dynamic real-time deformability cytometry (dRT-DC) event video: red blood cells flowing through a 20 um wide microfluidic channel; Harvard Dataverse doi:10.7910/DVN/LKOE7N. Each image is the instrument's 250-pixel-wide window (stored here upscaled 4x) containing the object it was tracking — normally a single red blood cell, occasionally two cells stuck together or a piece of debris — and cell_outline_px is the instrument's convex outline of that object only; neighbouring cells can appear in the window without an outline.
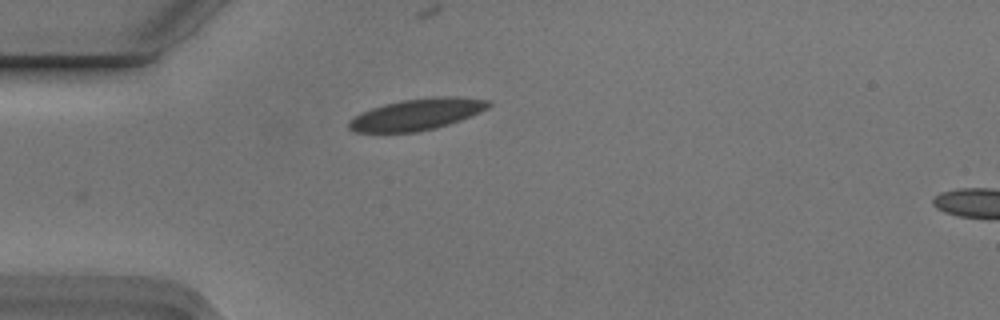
{"species": "Egyptian fruit bat (a non-hibernating species)", "species_latin": "Rousettus aegyptiacus", "temperature_condition": "cold", "stored_images_in_passage": 7, "camera_frame_rate_fps": 3000, "um_per_image_px": 0.085, "animal": {"sex": "male"}, "frame": {"image": 1, "passage_image": 4, "time_ms": 1.0, "image_size_px": [1000, 320], "cell_outline_px": [[492, 104], [488, 108], [480, 112], [460, 120], [436, 128], [416, 132], [356, 132], [348, 128], [348, 120], [360, 112], [384, 104], [404, 100], [432, 96], [456, 96], [488, 100]], "centroid_in_image_um": [35.43, 9.71], "position_along_channel_um": 49.6, "area_um2": 25.61}}
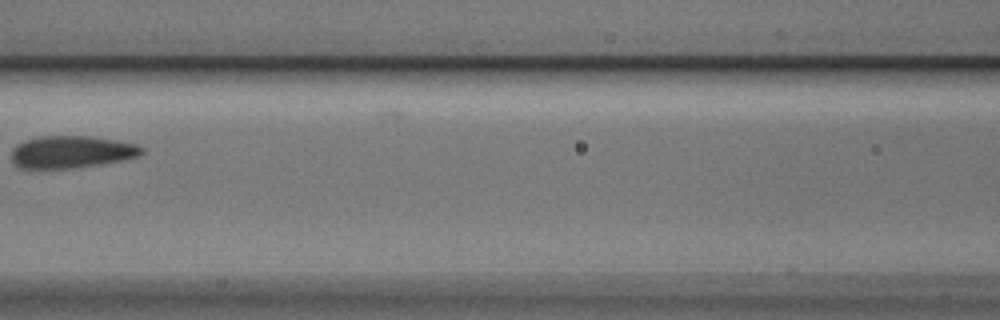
{"frame": {"image": 2, "passage_image": 7, "time_ms": 2.0, "image_size_px": [1000, 320], "cell_outline_px": [[144, 152], [140, 156], [100, 164], [72, 168], [20, 168], [12, 164], [12, 148], [16, 144], [24, 140], [40, 136], [88, 136], [140, 144], [144, 148]], "centroid_in_image_um": [6.06, 12.91], "position_along_channel_um": 160.5, "area_um2": 24.62}}